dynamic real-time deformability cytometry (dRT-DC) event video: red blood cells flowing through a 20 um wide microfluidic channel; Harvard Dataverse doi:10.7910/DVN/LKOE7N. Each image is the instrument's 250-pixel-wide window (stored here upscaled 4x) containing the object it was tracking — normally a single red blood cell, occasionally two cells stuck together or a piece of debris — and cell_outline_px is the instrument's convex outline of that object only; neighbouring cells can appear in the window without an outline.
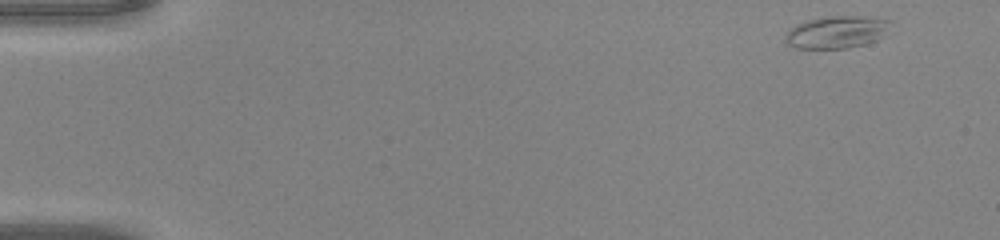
{"species": "common noctule bat (a hibernating species)", "species_latin": "Nyctalus noctula", "temperature_condition": "warm", "stored_images_in_passage": 45, "camera_frame_rate_fps": 3000, "um_per_image_px": 0.085, "animal": {"sex": "male", "body_mass_g": 20.0, "forearm_length_mm": 53.3}, "frame": {"image": 1, "passage_image": 1, "time_ms": 0.0, "image_size_px": [1000, 240], "cell_outline_px": [[892, 20], [880, 36], [876, 40], [864, 44], [848, 48], [796, 48], [788, 44], [784, 40], [784, 36], [796, 24], [808, 20], [828, 16], [864, 16]], "centroid_in_image_um": [71.07, 2.72], "position_along_channel_um": 13.9, "area_um2": 19.48}}
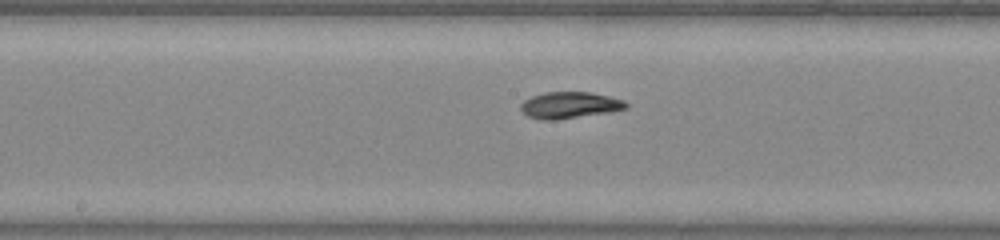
{"frame": {"image": 2, "passage_image": 23, "time_ms": 7.333, "image_size_px": [1000, 240], "cell_outline_px": [[628, 108], [612, 112], [556, 120], [540, 120], [528, 116], [520, 108], [520, 104], [524, 100], [532, 96], [548, 92], [592, 92], [624, 100], [628, 104]], "centroid_in_image_um": [48.45, 8.94], "position_along_channel_um": 199.8, "area_um2": 16.36}}
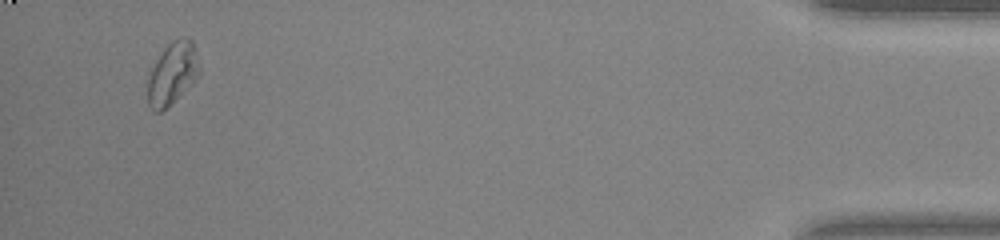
{"frame": {"image": 3, "passage_image": 43, "time_ms": 14.0, "image_size_px": [1000, 240], "cell_outline_px": [[200, 72], [192, 84], [160, 112], [156, 112], [148, 104], [148, 80], [152, 68], [156, 60], [164, 48], [168, 44], [176, 40], [188, 36], [192, 40], [196, 52], [200, 68]], "centroid_in_image_um": [14.67, 6.22], "position_along_channel_um": 420.5, "area_um2": 18.32}}